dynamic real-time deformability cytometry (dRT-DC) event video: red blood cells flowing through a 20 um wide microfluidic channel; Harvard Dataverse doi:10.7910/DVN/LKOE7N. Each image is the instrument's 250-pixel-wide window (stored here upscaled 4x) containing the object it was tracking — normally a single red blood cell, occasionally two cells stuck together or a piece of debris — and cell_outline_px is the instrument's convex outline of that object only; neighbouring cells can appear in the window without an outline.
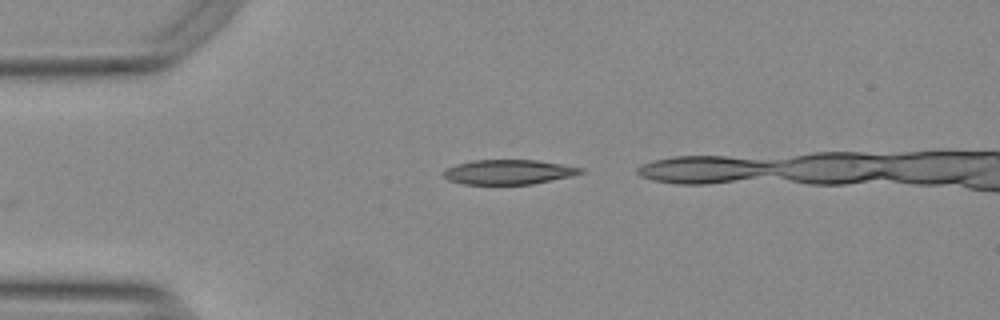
{"species": "Egyptian fruit bat (a non-hibernating species)", "species_latin": "Rousettus aegyptiacus", "temperature_condition": "warm", "stored_images_in_passage": 7, "camera_frame_rate_fps": 3000, "um_per_image_px": 0.085, "animal": {"sex": "female"}, "frame": {"image": 1, "passage_image": 1, "time_ms": 0.0, "image_size_px": [1000, 320], "cell_outline_px": [[584, 172], [572, 176], [532, 184], [464, 184], [448, 180], [440, 172], [456, 164], [472, 160], [536, 160], [584, 168]], "centroid_in_image_um": [43.21, 14.62], "position_along_channel_um": 41.8, "area_um2": 19.71}}
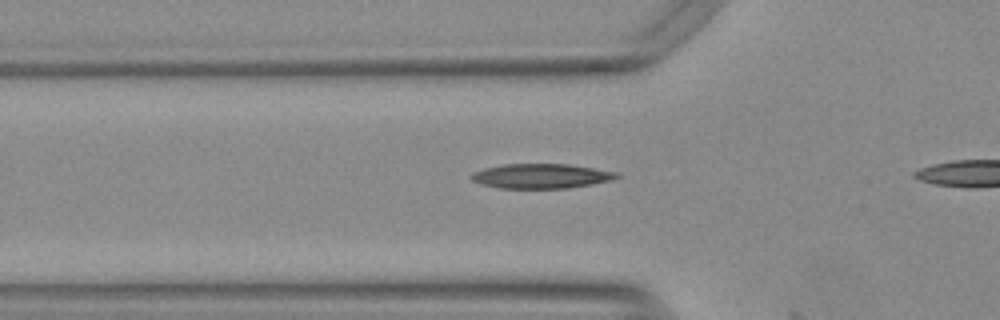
{"frame": {"image": 2, "passage_image": 6, "time_ms": 1.667, "image_size_px": [1000, 320], "cell_outline_px": [[620, 176], [608, 180], [592, 184], [568, 188], [500, 188], [480, 184], [472, 180], [468, 176], [472, 172], [484, 168], [504, 164], [568, 164], [616, 172]], "centroid_in_image_um": [45.91, 14.96], "position_along_channel_um": 79.9, "area_um2": 20.75}}